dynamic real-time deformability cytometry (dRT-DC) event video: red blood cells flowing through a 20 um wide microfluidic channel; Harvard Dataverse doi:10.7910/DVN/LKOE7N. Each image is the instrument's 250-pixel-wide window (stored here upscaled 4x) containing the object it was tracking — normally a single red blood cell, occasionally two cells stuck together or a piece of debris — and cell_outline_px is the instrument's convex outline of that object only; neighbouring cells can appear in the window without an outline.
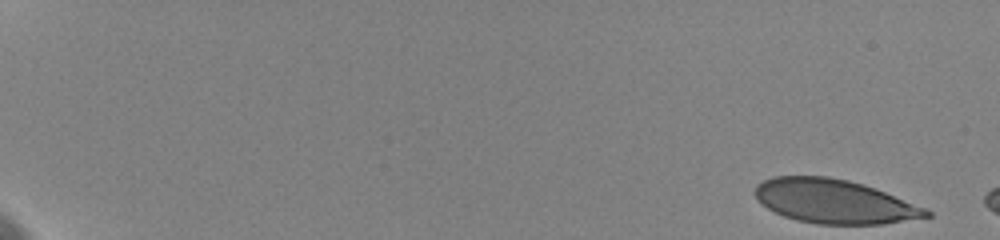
{"species": "human", "species_latin": "Homo sapiens", "temperature_condition": "cold", "stored_images_in_passage": 7, "camera_frame_rate_fps": 3000, "um_per_image_px": 0.085, "donor": {"sex": "female"}, "frame": {"image": 1, "passage_image": 1, "time_ms": 0.0, "image_size_px": [1000, 240], "cell_outline_px": [[932, 216], [884, 224], [816, 224], [796, 220], [784, 216], [760, 204], [756, 200], [756, 184], [772, 176], [828, 176], [848, 180], [864, 184], [928, 208], [932, 212]], "centroid_in_image_um": [70.93, 17.12], "position_along_channel_um": 14.1, "area_um2": 44.1}}